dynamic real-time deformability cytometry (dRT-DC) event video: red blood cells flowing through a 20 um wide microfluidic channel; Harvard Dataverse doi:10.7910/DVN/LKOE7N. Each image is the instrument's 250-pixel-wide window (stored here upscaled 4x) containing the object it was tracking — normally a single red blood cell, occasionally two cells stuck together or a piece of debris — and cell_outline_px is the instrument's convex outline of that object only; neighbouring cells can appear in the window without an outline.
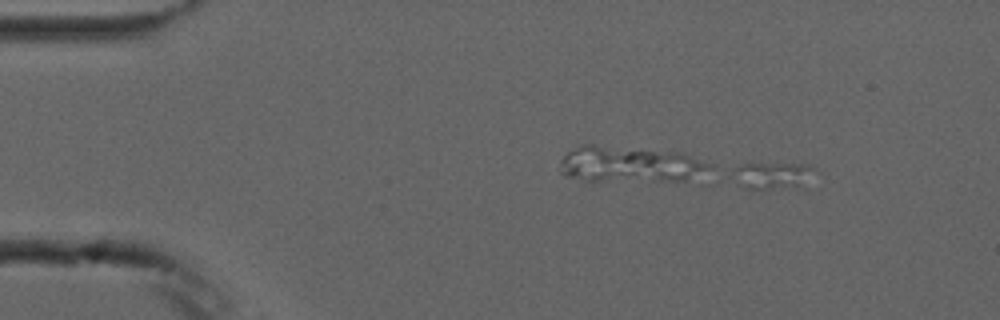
{"species": "common noctule bat (a hibernating species)", "species_latin": "Nyctalus noctula", "temperature_condition": "cold", "stored_images_in_passage": 6, "camera_frame_rate_fps": 3000, "um_per_image_px": 0.085, "animal": {"sex": "male", "forearm_length_mm": 52.5}, "frame": {"image": 1, "passage_image": 2, "time_ms": 1.0, "image_size_px": [1000, 320], "cell_outline_px": [[820, 172], [796, 184], [768, 188], [748, 188], [728, 176], [728, 172], [740, 164], [808, 164], [816, 168]], "centroid_in_image_um": [65.57, 14.85], "position_along_channel_um": 19.4, "area_um2": 12.31}}